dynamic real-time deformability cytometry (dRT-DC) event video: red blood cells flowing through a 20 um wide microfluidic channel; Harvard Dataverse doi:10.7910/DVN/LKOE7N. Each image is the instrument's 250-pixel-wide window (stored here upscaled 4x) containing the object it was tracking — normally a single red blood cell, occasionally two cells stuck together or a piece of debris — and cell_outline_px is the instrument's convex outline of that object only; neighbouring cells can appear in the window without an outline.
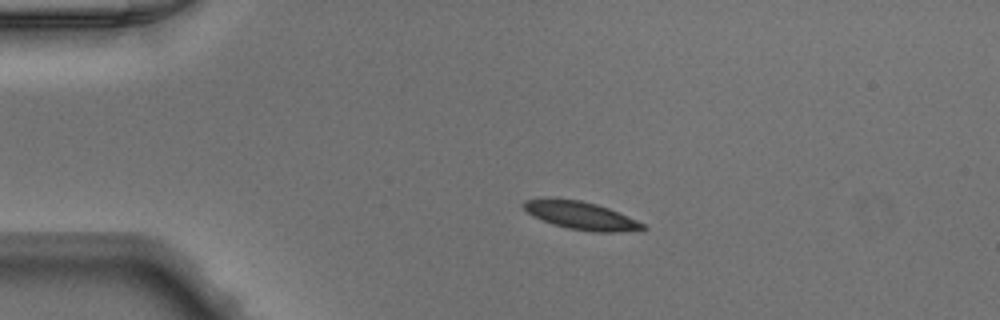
{"species": "Egyptian fruit bat (a non-hibernating species)", "species_latin": "Rousettus aegyptiacus", "temperature_condition": "warm", "stored_images_in_passage": 40, "camera_frame_rate_fps": 3000, "um_per_image_px": 0.085, "animal": {"sex": "male"}, "frame": {"image": 1, "passage_image": 1, "time_ms": 0.0, "image_size_px": [1000, 320], "cell_outline_px": [[648, 228], [616, 232], [592, 232], [568, 228], [544, 220], [528, 212], [520, 204], [524, 200], [580, 200], [596, 204], [608, 208], [636, 220], [644, 224]], "centroid_in_image_um": [49.43, 18.34], "position_along_channel_um": 35.6, "area_um2": 18.5}}
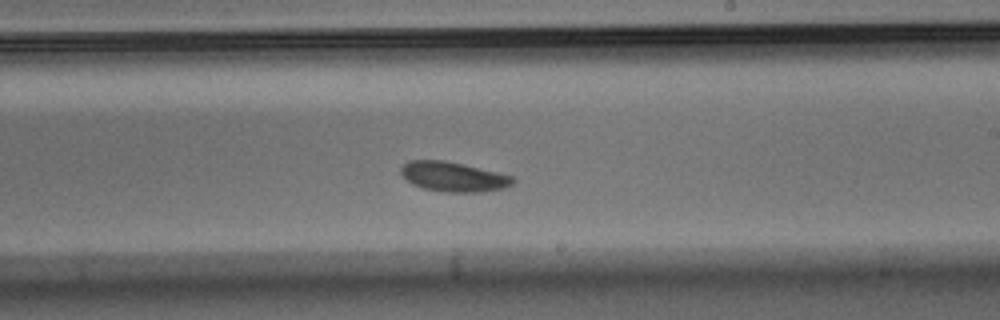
{"frame": {"image": 2, "passage_image": 20, "time_ms": 6.333, "image_size_px": [1000, 320], "cell_outline_px": [[516, 180], [512, 184], [504, 188], [480, 192], [444, 192], [424, 188], [412, 184], [400, 172], [400, 168], [408, 160], [444, 160], [496, 172], [512, 176]], "centroid_in_image_um": [38.52, 15.02], "position_along_channel_um": 250.5, "area_um2": 19.19}}
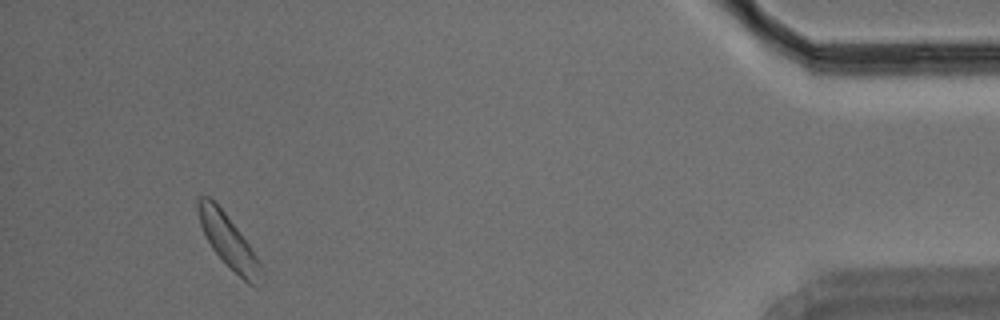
{"frame": {"image": 3, "passage_image": 37, "time_ms": 12.0, "image_size_px": [1000, 320], "cell_outline_px": [[264, 272], [252, 284], [248, 284], [212, 248], [204, 236], [200, 224], [196, 208], [196, 200], [200, 196], [208, 196], [224, 212], [248, 244], [256, 256]], "centroid_in_image_um": [19.34, 20.43], "position_along_channel_um": 415.9, "area_um2": 18.5}}